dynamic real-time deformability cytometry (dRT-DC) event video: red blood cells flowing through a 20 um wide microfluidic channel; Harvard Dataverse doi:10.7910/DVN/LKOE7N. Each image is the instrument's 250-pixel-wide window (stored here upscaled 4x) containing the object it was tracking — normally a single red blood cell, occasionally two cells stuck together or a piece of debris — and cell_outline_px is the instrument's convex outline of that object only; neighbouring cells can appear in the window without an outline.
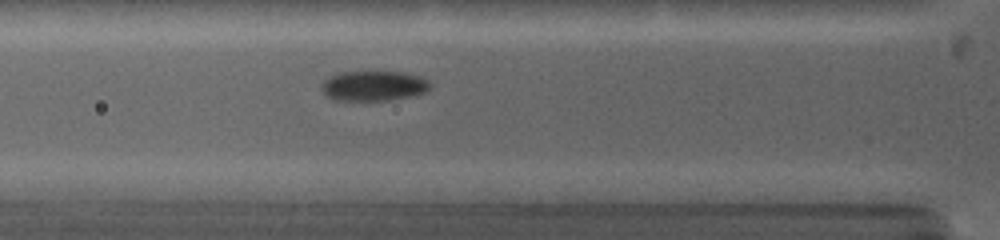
{"species": "common noctule bat (a hibernating species)", "species_latin": "Nyctalus noctula", "temperature_condition": "warm", "stored_images_in_passage": 13, "camera_frame_rate_fps": 5000, "um_per_image_px": 0.085, "animal": {"sex": "female", "body_mass_g": 19.0, "forearm_length_mm": 53.3}, "frame": {"image": 1, "passage_image": 2, "time_ms": 0.4, "image_size_px": [1000, 240], "cell_outline_px": [[432, 88], [424, 92], [392, 100], [332, 100], [320, 88], [320, 84], [324, 80], [340, 72], [404, 72], [420, 76], [432, 84]], "centroid_in_image_um": [31.76, 7.29], "position_along_channel_um": 94.0, "area_um2": 18.96}}
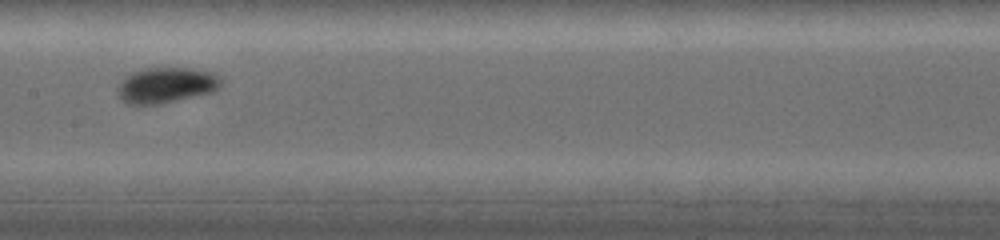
{"frame": {"image": 2, "passage_image": 7, "time_ms": 2.8, "image_size_px": [1000, 240], "cell_outline_px": [[220, 84], [212, 92], [160, 104], [128, 104], [120, 100], [116, 88], [132, 72], [148, 68], [188, 68], [212, 72], [220, 80]], "centroid_in_image_um": [14.08, 7.25], "position_along_channel_um": 193.3, "area_um2": 21.04}}
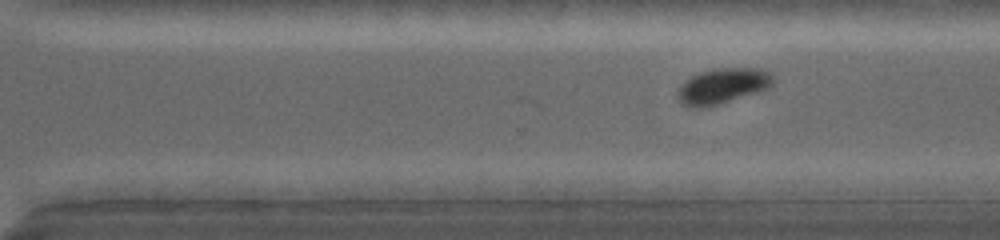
{"frame": {"image": 3, "passage_image": 13, "time_ms": 5.6, "image_size_px": [1000, 240], "cell_outline_px": [[776, 80], [768, 88], [708, 108], [692, 108], [684, 104], [680, 100], [676, 92], [680, 84], [684, 80], [700, 72], [720, 68], [760, 68], [772, 72]], "centroid_in_image_um": [61.43, 7.31], "position_along_channel_um": 309.2, "area_um2": 19.94}}